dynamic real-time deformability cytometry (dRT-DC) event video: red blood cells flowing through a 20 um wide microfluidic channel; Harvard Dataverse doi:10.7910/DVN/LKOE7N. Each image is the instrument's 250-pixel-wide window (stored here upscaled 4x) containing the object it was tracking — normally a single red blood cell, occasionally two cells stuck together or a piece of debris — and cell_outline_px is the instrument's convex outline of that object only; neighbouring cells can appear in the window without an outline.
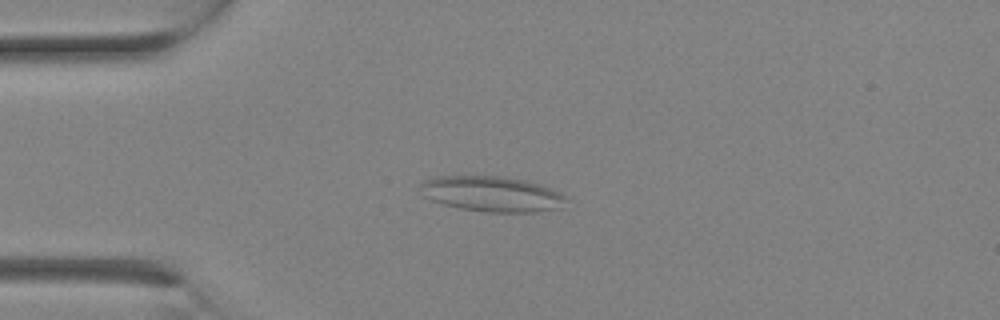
{"species": "Egyptian fruit bat (a non-hibernating species)", "species_latin": "Rousettus aegyptiacus", "temperature_condition": "room temperature", "stored_images_in_passage": 23, "camera_frame_rate_fps": 3000, "um_per_image_px": 0.085, "animal": {"sex": "female"}, "frame": {"image": 1, "passage_image": 5, "time_ms": 1.333, "image_size_px": [1000, 320], "cell_outline_px": [[568, 200], [560, 208], [536, 212], [484, 212], [460, 208], [444, 204], [432, 200], [424, 196], [420, 184], [424, 180], [432, 176], [504, 176], [524, 180], [540, 184], [560, 192]], "centroid_in_image_um": [41.82, 16.48], "position_along_channel_um": 43.2, "area_um2": 30.17}}
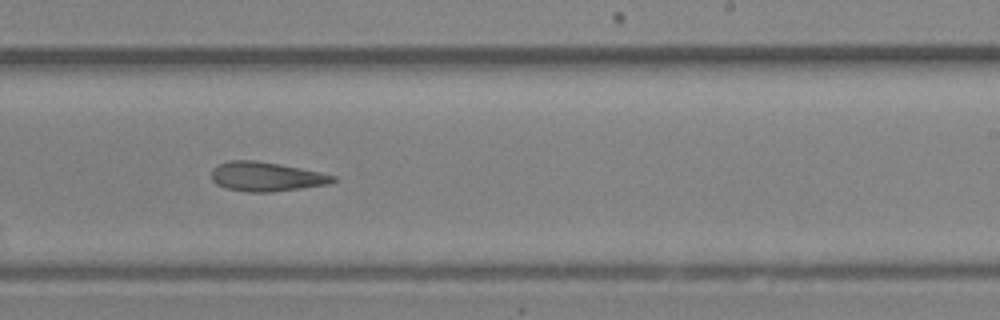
{"frame": {"image": 2, "passage_image": 14, "time_ms": 4.333, "image_size_px": [1000, 320], "cell_outline_px": [[336, 180], [328, 184], [272, 192], [248, 192], [228, 188], [216, 184], [212, 180], [212, 168], [216, 164], [228, 160], [256, 160], [280, 164], [320, 172], [336, 176]], "centroid_in_image_um": [22.59, 15.0], "position_along_channel_um": 266.4, "area_um2": 20.75}}
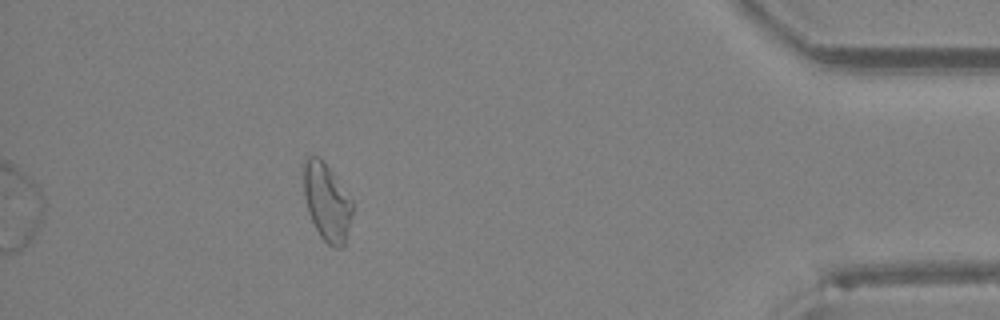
{"frame": {"image": 3, "passage_image": 21, "time_ms": 6.667, "image_size_px": [1000, 320], "cell_outline_px": [[352, 216], [344, 248], [336, 248], [328, 244], [320, 236], [308, 212], [304, 196], [300, 164], [312, 152], [320, 156], [332, 172], [352, 200]], "centroid_in_image_um": [27.73, 17.1], "position_along_channel_um": 407.5, "area_um2": 22.66}}